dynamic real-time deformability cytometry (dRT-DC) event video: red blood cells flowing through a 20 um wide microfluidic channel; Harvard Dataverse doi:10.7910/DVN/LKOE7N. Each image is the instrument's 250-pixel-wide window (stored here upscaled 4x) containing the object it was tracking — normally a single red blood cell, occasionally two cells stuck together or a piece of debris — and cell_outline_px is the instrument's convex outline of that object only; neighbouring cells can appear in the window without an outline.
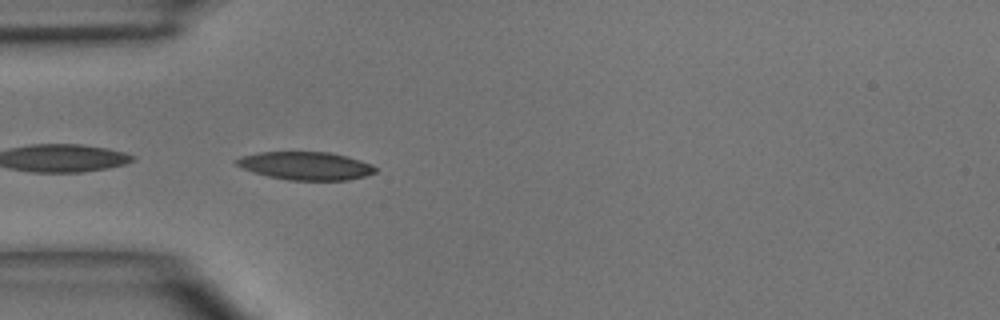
{"species": "common noctule bat (a hibernating species)", "species_latin": "Nyctalus noctula", "temperature_condition": "room temperature", "stored_images_in_passage": 4, "camera_frame_rate_fps": 3000, "um_per_image_px": 0.085, "animal": {"sex": "male", "body_mass_g": 15.6}, "frame": {"image": 1, "passage_image": 4, "time_ms": 4.333, "image_size_px": [1000, 320], "cell_outline_px": [[376, 172], [364, 176], [348, 180], [288, 180], [268, 176], [244, 168], [236, 164], [236, 160], [244, 156], [260, 152], [328, 152], [348, 156], [372, 164], [376, 168]], "centroid_in_image_um": [26.05, 14.09], "position_along_channel_um": 59.0, "area_um2": 22.43}}